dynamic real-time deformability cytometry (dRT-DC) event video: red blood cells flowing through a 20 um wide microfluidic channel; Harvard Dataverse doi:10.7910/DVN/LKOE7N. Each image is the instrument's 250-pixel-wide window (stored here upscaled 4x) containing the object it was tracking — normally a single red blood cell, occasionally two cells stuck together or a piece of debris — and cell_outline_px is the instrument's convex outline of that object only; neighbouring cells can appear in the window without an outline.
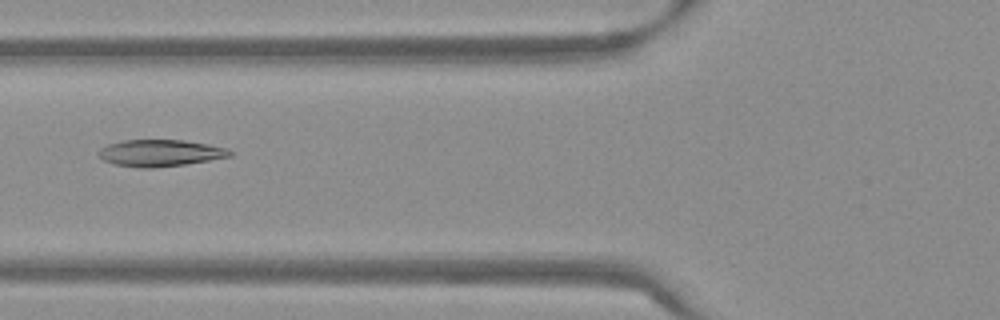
{"species": "Egyptian fruit bat (a non-hibernating species)", "species_latin": "Rousettus aegyptiacus", "temperature_condition": "warm", "stored_images_in_passage": 49, "camera_frame_rate_fps": 3000, "um_per_image_px": 0.085, "frame": {"image": 1, "passage_image": 17, "time_ms": 5.333, "image_size_px": [1000, 320], "cell_outline_px": [[232, 156], [184, 164], [152, 168], [140, 168], [112, 164], [104, 160], [96, 152], [100, 148], [108, 144], [124, 140], [184, 140], [208, 144], [228, 148], [232, 152]], "centroid_in_image_um": [13.59, 13.0], "position_along_channel_um": 112.2, "area_um2": 20.46}}
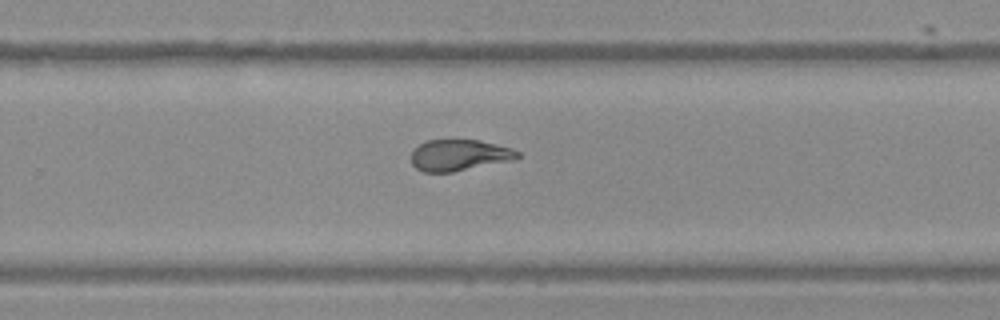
{"frame": {"image": 2, "passage_image": 31, "time_ms": 10.0, "image_size_px": [1000, 320], "cell_outline_px": [[520, 156], [512, 160], [452, 172], [424, 172], [416, 168], [412, 164], [412, 152], [420, 144], [428, 140], [480, 140], [512, 148], [520, 152]], "centroid_in_image_um": [39.05, 13.19], "position_along_channel_um": 290.8, "area_um2": 19.19}}
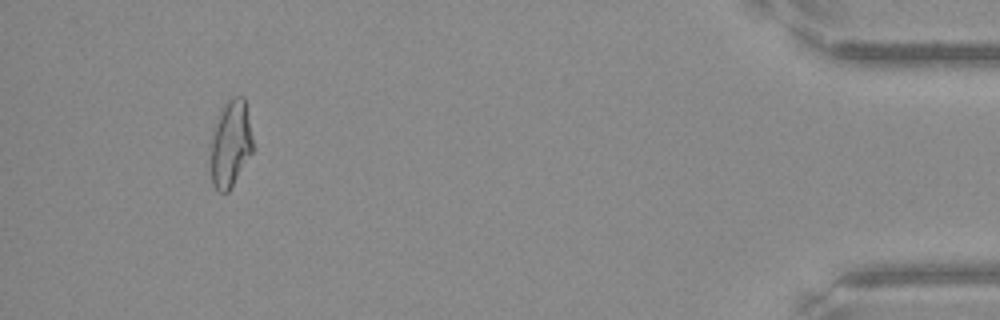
{"frame": {"image": 3, "passage_image": 46, "time_ms": 15.0, "image_size_px": [1000, 320], "cell_outline_px": [[252, 152], [228, 192], [220, 192], [212, 184], [208, 152], [208, 144], [212, 128], [220, 108], [232, 96], [244, 96], [252, 140]], "centroid_in_image_um": [19.51, 12.2], "position_along_channel_um": 415.7, "area_um2": 21.91}, "authors_computed_cell_mechanics": {"area_um2": 20.7502, "velocity_mm_per_s": 3.8244, "shape_relaxation_time_tau1_ms": 8.4927, "shape_relaxation_time_tau2_ms": 1.4172, "deformation_change_tau1": 0.266, "deformation_change_tau2": 0.0824}}